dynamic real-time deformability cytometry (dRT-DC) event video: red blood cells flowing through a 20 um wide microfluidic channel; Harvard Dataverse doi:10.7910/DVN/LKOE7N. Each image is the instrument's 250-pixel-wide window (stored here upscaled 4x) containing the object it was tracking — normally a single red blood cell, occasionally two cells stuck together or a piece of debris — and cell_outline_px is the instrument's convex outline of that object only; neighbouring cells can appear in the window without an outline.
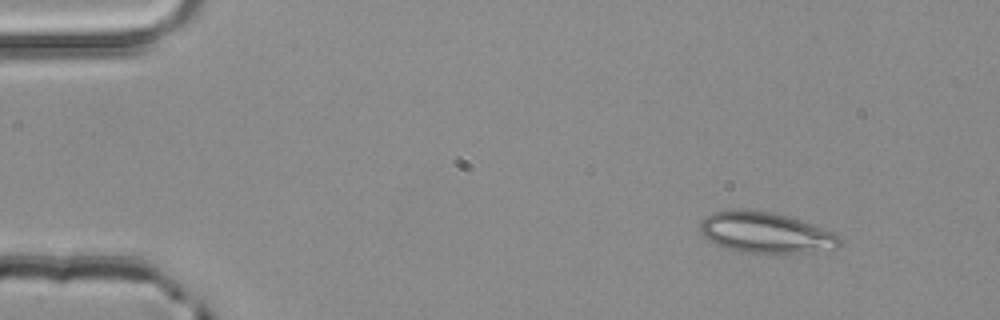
{"species": "common noctule bat (a hibernating species)", "species_latin": "Nyctalus noctula", "temperature_condition": "room temperature", "stored_images_in_passage": 4, "camera_frame_rate_fps": 3000, "um_per_image_px": 0.085, "animal": {"sex": "male", "body_mass_g": 20.4}, "frame": {"image": 1, "passage_image": 1, "time_ms": 0.0, "image_size_px": [1000, 320], "cell_outline_px": [[840, 244], [836, 248], [804, 252], [740, 252], [724, 248], [716, 244], [704, 236], [700, 228], [700, 220], [704, 216], [712, 212], [772, 212], [788, 216], [800, 220], [832, 232], [840, 240]], "centroid_in_image_um": [65.04, 19.79], "position_along_channel_um": 20.0, "area_um2": 31.96}}